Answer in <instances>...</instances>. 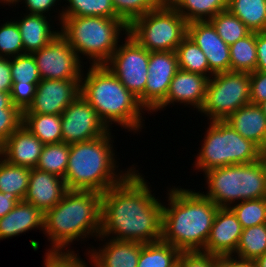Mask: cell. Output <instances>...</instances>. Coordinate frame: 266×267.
Returning <instances> with one entry per match:
<instances>
[{
  "instance_id": "obj_54",
  "label": "cell",
  "mask_w": 266,
  "mask_h": 267,
  "mask_svg": "<svg viewBox=\"0 0 266 267\" xmlns=\"http://www.w3.org/2000/svg\"><path fill=\"white\" fill-rule=\"evenodd\" d=\"M258 105L260 106V108L262 109V112H263L264 115L266 116V100L260 102Z\"/></svg>"
},
{
  "instance_id": "obj_17",
  "label": "cell",
  "mask_w": 266,
  "mask_h": 267,
  "mask_svg": "<svg viewBox=\"0 0 266 267\" xmlns=\"http://www.w3.org/2000/svg\"><path fill=\"white\" fill-rule=\"evenodd\" d=\"M208 81L207 76L179 69L170 83L166 99L153 112L178 103L192 106L190 109L199 112L204 104Z\"/></svg>"
},
{
  "instance_id": "obj_33",
  "label": "cell",
  "mask_w": 266,
  "mask_h": 267,
  "mask_svg": "<svg viewBox=\"0 0 266 267\" xmlns=\"http://www.w3.org/2000/svg\"><path fill=\"white\" fill-rule=\"evenodd\" d=\"M70 145L60 142L44 144L36 169L64 179L68 165Z\"/></svg>"
},
{
  "instance_id": "obj_2",
  "label": "cell",
  "mask_w": 266,
  "mask_h": 267,
  "mask_svg": "<svg viewBox=\"0 0 266 267\" xmlns=\"http://www.w3.org/2000/svg\"><path fill=\"white\" fill-rule=\"evenodd\" d=\"M172 187L162 204L161 240L180 252L204 251L219 207L200 191Z\"/></svg>"
},
{
  "instance_id": "obj_12",
  "label": "cell",
  "mask_w": 266,
  "mask_h": 267,
  "mask_svg": "<svg viewBox=\"0 0 266 267\" xmlns=\"http://www.w3.org/2000/svg\"><path fill=\"white\" fill-rule=\"evenodd\" d=\"M32 54L41 79L81 80L86 72L83 60L61 34Z\"/></svg>"
},
{
  "instance_id": "obj_48",
  "label": "cell",
  "mask_w": 266,
  "mask_h": 267,
  "mask_svg": "<svg viewBox=\"0 0 266 267\" xmlns=\"http://www.w3.org/2000/svg\"><path fill=\"white\" fill-rule=\"evenodd\" d=\"M20 201L15 194L0 192V218L9 213Z\"/></svg>"
},
{
  "instance_id": "obj_46",
  "label": "cell",
  "mask_w": 266,
  "mask_h": 267,
  "mask_svg": "<svg viewBox=\"0 0 266 267\" xmlns=\"http://www.w3.org/2000/svg\"><path fill=\"white\" fill-rule=\"evenodd\" d=\"M256 70L266 72V31L256 32Z\"/></svg>"
},
{
  "instance_id": "obj_35",
  "label": "cell",
  "mask_w": 266,
  "mask_h": 267,
  "mask_svg": "<svg viewBox=\"0 0 266 267\" xmlns=\"http://www.w3.org/2000/svg\"><path fill=\"white\" fill-rule=\"evenodd\" d=\"M209 21L216 29L217 34L229 46L251 32L246 25L228 9L216 14Z\"/></svg>"
},
{
  "instance_id": "obj_40",
  "label": "cell",
  "mask_w": 266,
  "mask_h": 267,
  "mask_svg": "<svg viewBox=\"0 0 266 267\" xmlns=\"http://www.w3.org/2000/svg\"><path fill=\"white\" fill-rule=\"evenodd\" d=\"M78 256L79 254L76 251H47L43 257V267H89L88 263L92 264L89 251L86 253V256L89 258L87 263Z\"/></svg>"
},
{
  "instance_id": "obj_49",
  "label": "cell",
  "mask_w": 266,
  "mask_h": 267,
  "mask_svg": "<svg viewBox=\"0 0 266 267\" xmlns=\"http://www.w3.org/2000/svg\"><path fill=\"white\" fill-rule=\"evenodd\" d=\"M0 109H19L12 103L9 92L0 91Z\"/></svg>"
},
{
  "instance_id": "obj_42",
  "label": "cell",
  "mask_w": 266,
  "mask_h": 267,
  "mask_svg": "<svg viewBox=\"0 0 266 267\" xmlns=\"http://www.w3.org/2000/svg\"><path fill=\"white\" fill-rule=\"evenodd\" d=\"M59 1L61 4L62 0H17V2L13 6L16 7V4L19 5V3L22 2L26 8L24 10H27L26 13H28V14L44 15V16H49L51 18L53 17L55 19L58 16L57 17L58 19H56L55 21H59L58 25L60 26V24L62 22V11H60V9L58 10L56 8L57 7L56 5H60V4H57V3H59ZM54 7L57 11L54 10ZM53 10H54V12L57 13L56 14L57 16H55V17H54V15L53 16L50 15L51 13H54V12H51Z\"/></svg>"
},
{
  "instance_id": "obj_31",
  "label": "cell",
  "mask_w": 266,
  "mask_h": 267,
  "mask_svg": "<svg viewBox=\"0 0 266 267\" xmlns=\"http://www.w3.org/2000/svg\"><path fill=\"white\" fill-rule=\"evenodd\" d=\"M266 253V223L244 228L235 256L239 259L254 261Z\"/></svg>"
},
{
  "instance_id": "obj_32",
  "label": "cell",
  "mask_w": 266,
  "mask_h": 267,
  "mask_svg": "<svg viewBox=\"0 0 266 267\" xmlns=\"http://www.w3.org/2000/svg\"><path fill=\"white\" fill-rule=\"evenodd\" d=\"M180 70L199 73L209 78V63L204 52L186 36L176 49Z\"/></svg>"
},
{
  "instance_id": "obj_50",
  "label": "cell",
  "mask_w": 266,
  "mask_h": 267,
  "mask_svg": "<svg viewBox=\"0 0 266 267\" xmlns=\"http://www.w3.org/2000/svg\"><path fill=\"white\" fill-rule=\"evenodd\" d=\"M214 267H233V256H220L214 262Z\"/></svg>"
},
{
  "instance_id": "obj_8",
  "label": "cell",
  "mask_w": 266,
  "mask_h": 267,
  "mask_svg": "<svg viewBox=\"0 0 266 267\" xmlns=\"http://www.w3.org/2000/svg\"><path fill=\"white\" fill-rule=\"evenodd\" d=\"M201 149L194 161L195 170L259 161L266 153L252 140L242 137L225 121H208Z\"/></svg>"
},
{
  "instance_id": "obj_38",
  "label": "cell",
  "mask_w": 266,
  "mask_h": 267,
  "mask_svg": "<svg viewBox=\"0 0 266 267\" xmlns=\"http://www.w3.org/2000/svg\"><path fill=\"white\" fill-rule=\"evenodd\" d=\"M162 2L163 0H112L116 14L127 26Z\"/></svg>"
},
{
  "instance_id": "obj_26",
  "label": "cell",
  "mask_w": 266,
  "mask_h": 267,
  "mask_svg": "<svg viewBox=\"0 0 266 267\" xmlns=\"http://www.w3.org/2000/svg\"><path fill=\"white\" fill-rule=\"evenodd\" d=\"M227 9L251 32L266 31V0H228Z\"/></svg>"
},
{
  "instance_id": "obj_1",
  "label": "cell",
  "mask_w": 266,
  "mask_h": 267,
  "mask_svg": "<svg viewBox=\"0 0 266 267\" xmlns=\"http://www.w3.org/2000/svg\"><path fill=\"white\" fill-rule=\"evenodd\" d=\"M144 177L135 168L102 193L100 236L144 244L161 240L163 201L156 198Z\"/></svg>"
},
{
  "instance_id": "obj_4",
  "label": "cell",
  "mask_w": 266,
  "mask_h": 267,
  "mask_svg": "<svg viewBox=\"0 0 266 267\" xmlns=\"http://www.w3.org/2000/svg\"><path fill=\"white\" fill-rule=\"evenodd\" d=\"M110 130L96 139L70 145L64 181L68 190L104 193L121 183L136 167L120 169ZM117 164V165H116Z\"/></svg>"
},
{
  "instance_id": "obj_30",
  "label": "cell",
  "mask_w": 266,
  "mask_h": 267,
  "mask_svg": "<svg viewBox=\"0 0 266 267\" xmlns=\"http://www.w3.org/2000/svg\"><path fill=\"white\" fill-rule=\"evenodd\" d=\"M30 177V168L8 163L0 156V192L15 194L23 201Z\"/></svg>"
},
{
  "instance_id": "obj_29",
  "label": "cell",
  "mask_w": 266,
  "mask_h": 267,
  "mask_svg": "<svg viewBox=\"0 0 266 267\" xmlns=\"http://www.w3.org/2000/svg\"><path fill=\"white\" fill-rule=\"evenodd\" d=\"M229 47L232 72L251 73L256 71V32H250Z\"/></svg>"
},
{
  "instance_id": "obj_53",
  "label": "cell",
  "mask_w": 266,
  "mask_h": 267,
  "mask_svg": "<svg viewBox=\"0 0 266 267\" xmlns=\"http://www.w3.org/2000/svg\"><path fill=\"white\" fill-rule=\"evenodd\" d=\"M17 2V0H0V4L1 5H7V6H13L15 3Z\"/></svg>"
},
{
  "instance_id": "obj_43",
  "label": "cell",
  "mask_w": 266,
  "mask_h": 267,
  "mask_svg": "<svg viewBox=\"0 0 266 267\" xmlns=\"http://www.w3.org/2000/svg\"><path fill=\"white\" fill-rule=\"evenodd\" d=\"M219 257L203 251L181 252L177 267H214V262Z\"/></svg>"
},
{
  "instance_id": "obj_14",
  "label": "cell",
  "mask_w": 266,
  "mask_h": 267,
  "mask_svg": "<svg viewBox=\"0 0 266 267\" xmlns=\"http://www.w3.org/2000/svg\"><path fill=\"white\" fill-rule=\"evenodd\" d=\"M179 70L176 51L149 52L144 108L150 114L166 99L170 83Z\"/></svg>"
},
{
  "instance_id": "obj_41",
  "label": "cell",
  "mask_w": 266,
  "mask_h": 267,
  "mask_svg": "<svg viewBox=\"0 0 266 267\" xmlns=\"http://www.w3.org/2000/svg\"><path fill=\"white\" fill-rule=\"evenodd\" d=\"M22 122L23 112L20 109H0V148Z\"/></svg>"
},
{
  "instance_id": "obj_15",
  "label": "cell",
  "mask_w": 266,
  "mask_h": 267,
  "mask_svg": "<svg viewBox=\"0 0 266 267\" xmlns=\"http://www.w3.org/2000/svg\"><path fill=\"white\" fill-rule=\"evenodd\" d=\"M80 81L42 79L37 85L32 103L23 113L61 115L80 95Z\"/></svg>"
},
{
  "instance_id": "obj_51",
  "label": "cell",
  "mask_w": 266,
  "mask_h": 267,
  "mask_svg": "<svg viewBox=\"0 0 266 267\" xmlns=\"http://www.w3.org/2000/svg\"><path fill=\"white\" fill-rule=\"evenodd\" d=\"M233 267H256L254 261L239 259L233 256Z\"/></svg>"
},
{
  "instance_id": "obj_20",
  "label": "cell",
  "mask_w": 266,
  "mask_h": 267,
  "mask_svg": "<svg viewBox=\"0 0 266 267\" xmlns=\"http://www.w3.org/2000/svg\"><path fill=\"white\" fill-rule=\"evenodd\" d=\"M99 242L104 240L97 249L93 246L87 250L90 253L93 267H137L143 243L136 241H119L99 236Z\"/></svg>"
},
{
  "instance_id": "obj_13",
  "label": "cell",
  "mask_w": 266,
  "mask_h": 267,
  "mask_svg": "<svg viewBox=\"0 0 266 267\" xmlns=\"http://www.w3.org/2000/svg\"><path fill=\"white\" fill-rule=\"evenodd\" d=\"M62 140L66 144L90 141L110 130L80 94L61 114Z\"/></svg>"
},
{
  "instance_id": "obj_47",
  "label": "cell",
  "mask_w": 266,
  "mask_h": 267,
  "mask_svg": "<svg viewBox=\"0 0 266 267\" xmlns=\"http://www.w3.org/2000/svg\"><path fill=\"white\" fill-rule=\"evenodd\" d=\"M12 85L10 58L0 57V91L11 93Z\"/></svg>"
},
{
  "instance_id": "obj_37",
  "label": "cell",
  "mask_w": 266,
  "mask_h": 267,
  "mask_svg": "<svg viewBox=\"0 0 266 267\" xmlns=\"http://www.w3.org/2000/svg\"><path fill=\"white\" fill-rule=\"evenodd\" d=\"M10 69L13 84L28 85L42 80L33 54L25 53L10 58Z\"/></svg>"
},
{
  "instance_id": "obj_39",
  "label": "cell",
  "mask_w": 266,
  "mask_h": 267,
  "mask_svg": "<svg viewBox=\"0 0 266 267\" xmlns=\"http://www.w3.org/2000/svg\"><path fill=\"white\" fill-rule=\"evenodd\" d=\"M24 53L23 43L15 20L0 25V57L13 58Z\"/></svg>"
},
{
  "instance_id": "obj_28",
  "label": "cell",
  "mask_w": 266,
  "mask_h": 267,
  "mask_svg": "<svg viewBox=\"0 0 266 267\" xmlns=\"http://www.w3.org/2000/svg\"><path fill=\"white\" fill-rule=\"evenodd\" d=\"M180 251L162 240L143 243L137 267H177Z\"/></svg>"
},
{
  "instance_id": "obj_19",
  "label": "cell",
  "mask_w": 266,
  "mask_h": 267,
  "mask_svg": "<svg viewBox=\"0 0 266 267\" xmlns=\"http://www.w3.org/2000/svg\"><path fill=\"white\" fill-rule=\"evenodd\" d=\"M67 191L66 183L61 177L31 168L29 184L23 201L31 203L45 213L52 209Z\"/></svg>"
},
{
  "instance_id": "obj_27",
  "label": "cell",
  "mask_w": 266,
  "mask_h": 267,
  "mask_svg": "<svg viewBox=\"0 0 266 267\" xmlns=\"http://www.w3.org/2000/svg\"><path fill=\"white\" fill-rule=\"evenodd\" d=\"M189 23L206 21L227 9L228 0H167Z\"/></svg>"
},
{
  "instance_id": "obj_7",
  "label": "cell",
  "mask_w": 266,
  "mask_h": 267,
  "mask_svg": "<svg viewBox=\"0 0 266 267\" xmlns=\"http://www.w3.org/2000/svg\"><path fill=\"white\" fill-rule=\"evenodd\" d=\"M207 185L201 193L218 207L252 199L265 198L266 155L248 164L227 165L210 169L203 174Z\"/></svg>"
},
{
  "instance_id": "obj_3",
  "label": "cell",
  "mask_w": 266,
  "mask_h": 267,
  "mask_svg": "<svg viewBox=\"0 0 266 267\" xmlns=\"http://www.w3.org/2000/svg\"><path fill=\"white\" fill-rule=\"evenodd\" d=\"M101 211L102 193L68 190L44 213L43 234L50 241L46 251H74L68 248L74 241L92 237L96 241L101 231Z\"/></svg>"
},
{
  "instance_id": "obj_25",
  "label": "cell",
  "mask_w": 266,
  "mask_h": 267,
  "mask_svg": "<svg viewBox=\"0 0 266 267\" xmlns=\"http://www.w3.org/2000/svg\"><path fill=\"white\" fill-rule=\"evenodd\" d=\"M22 124L43 144L63 142L61 115L23 113Z\"/></svg>"
},
{
  "instance_id": "obj_9",
  "label": "cell",
  "mask_w": 266,
  "mask_h": 267,
  "mask_svg": "<svg viewBox=\"0 0 266 267\" xmlns=\"http://www.w3.org/2000/svg\"><path fill=\"white\" fill-rule=\"evenodd\" d=\"M188 22L168 2L137 18L128 26L130 35L140 46L152 51H176L187 36Z\"/></svg>"
},
{
  "instance_id": "obj_10",
  "label": "cell",
  "mask_w": 266,
  "mask_h": 267,
  "mask_svg": "<svg viewBox=\"0 0 266 267\" xmlns=\"http://www.w3.org/2000/svg\"><path fill=\"white\" fill-rule=\"evenodd\" d=\"M250 103V77L246 72H222L208 81L200 113L208 121H224L240 107Z\"/></svg>"
},
{
  "instance_id": "obj_21",
  "label": "cell",
  "mask_w": 266,
  "mask_h": 267,
  "mask_svg": "<svg viewBox=\"0 0 266 267\" xmlns=\"http://www.w3.org/2000/svg\"><path fill=\"white\" fill-rule=\"evenodd\" d=\"M44 144L21 124L1 145L0 156L16 166L36 168Z\"/></svg>"
},
{
  "instance_id": "obj_18",
  "label": "cell",
  "mask_w": 266,
  "mask_h": 267,
  "mask_svg": "<svg viewBox=\"0 0 266 267\" xmlns=\"http://www.w3.org/2000/svg\"><path fill=\"white\" fill-rule=\"evenodd\" d=\"M243 228L230 207H219L203 252L216 256L235 253Z\"/></svg>"
},
{
  "instance_id": "obj_23",
  "label": "cell",
  "mask_w": 266,
  "mask_h": 267,
  "mask_svg": "<svg viewBox=\"0 0 266 267\" xmlns=\"http://www.w3.org/2000/svg\"><path fill=\"white\" fill-rule=\"evenodd\" d=\"M224 121L242 137L252 140L266 153V116L258 104H246Z\"/></svg>"
},
{
  "instance_id": "obj_6",
  "label": "cell",
  "mask_w": 266,
  "mask_h": 267,
  "mask_svg": "<svg viewBox=\"0 0 266 267\" xmlns=\"http://www.w3.org/2000/svg\"><path fill=\"white\" fill-rule=\"evenodd\" d=\"M60 26V34L90 65H105L123 35H128V26L120 18L62 17Z\"/></svg>"
},
{
  "instance_id": "obj_34",
  "label": "cell",
  "mask_w": 266,
  "mask_h": 267,
  "mask_svg": "<svg viewBox=\"0 0 266 267\" xmlns=\"http://www.w3.org/2000/svg\"><path fill=\"white\" fill-rule=\"evenodd\" d=\"M68 5L61 6L62 17H107L119 18L112 0H64Z\"/></svg>"
},
{
  "instance_id": "obj_52",
  "label": "cell",
  "mask_w": 266,
  "mask_h": 267,
  "mask_svg": "<svg viewBox=\"0 0 266 267\" xmlns=\"http://www.w3.org/2000/svg\"><path fill=\"white\" fill-rule=\"evenodd\" d=\"M256 267H266V253L254 260Z\"/></svg>"
},
{
  "instance_id": "obj_11",
  "label": "cell",
  "mask_w": 266,
  "mask_h": 267,
  "mask_svg": "<svg viewBox=\"0 0 266 267\" xmlns=\"http://www.w3.org/2000/svg\"><path fill=\"white\" fill-rule=\"evenodd\" d=\"M123 40L105 65L144 107L149 51L130 35H126Z\"/></svg>"
},
{
  "instance_id": "obj_36",
  "label": "cell",
  "mask_w": 266,
  "mask_h": 267,
  "mask_svg": "<svg viewBox=\"0 0 266 267\" xmlns=\"http://www.w3.org/2000/svg\"><path fill=\"white\" fill-rule=\"evenodd\" d=\"M236 214L242 228L266 223V199L245 200L230 207Z\"/></svg>"
},
{
  "instance_id": "obj_22",
  "label": "cell",
  "mask_w": 266,
  "mask_h": 267,
  "mask_svg": "<svg viewBox=\"0 0 266 267\" xmlns=\"http://www.w3.org/2000/svg\"><path fill=\"white\" fill-rule=\"evenodd\" d=\"M44 231V213L31 203L20 201L0 218V240L16 237L32 230Z\"/></svg>"
},
{
  "instance_id": "obj_45",
  "label": "cell",
  "mask_w": 266,
  "mask_h": 267,
  "mask_svg": "<svg viewBox=\"0 0 266 267\" xmlns=\"http://www.w3.org/2000/svg\"><path fill=\"white\" fill-rule=\"evenodd\" d=\"M250 77V103L259 104L266 100V72L254 71Z\"/></svg>"
},
{
  "instance_id": "obj_24",
  "label": "cell",
  "mask_w": 266,
  "mask_h": 267,
  "mask_svg": "<svg viewBox=\"0 0 266 267\" xmlns=\"http://www.w3.org/2000/svg\"><path fill=\"white\" fill-rule=\"evenodd\" d=\"M23 15L15 21L21 34L24 53L32 54L40 50L60 34V30H55V26L50 23V17L28 13Z\"/></svg>"
},
{
  "instance_id": "obj_16",
  "label": "cell",
  "mask_w": 266,
  "mask_h": 267,
  "mask_svg": "<svg viewBox=\"0 0 266 267\" xmlns=\"http://www.w3.org/2000/svg\"><path fill=\"white\" fill-rule=\"evenodd\" d=\"M189 36L204 52L209 63V79L217 73L230 72V47L217 34L209 20L189 22Z\"/></svg>"
},
{
  "instance_id": "obj_44",
  "label": "cell",
  "mask_w": 266,
  "mask_h": 267,
  "mask_svg": "<svg viewBox=\"0 0 266 267\" xmlns=\"http://www.w3.org/2000/svg\"><path fill=\"white\" fill-rule=\"evenodd\" d=\"M38 83L28 85L13 84L11 90L12 103L22 112L28 108L34 99Z\"/></svg>"
},
{
  "instance_id": "obj_5",
  "label": "cell",
  "mask_w": 266,
  "mask_h": 267,
  "mask_svg": "<svg viewBox=\"0 0 266 267\" xmlns=\"http://www.w3.org/2000/svg\"><path fill=\"white\" fill-rule=\"evenodd\" d=\"M87 69L80 81V94L96 110L99 118L109 129L115 123L125 131L140 133L147 111L138 98L106 65H89Z\"/></svg>"
}]
</instances>
